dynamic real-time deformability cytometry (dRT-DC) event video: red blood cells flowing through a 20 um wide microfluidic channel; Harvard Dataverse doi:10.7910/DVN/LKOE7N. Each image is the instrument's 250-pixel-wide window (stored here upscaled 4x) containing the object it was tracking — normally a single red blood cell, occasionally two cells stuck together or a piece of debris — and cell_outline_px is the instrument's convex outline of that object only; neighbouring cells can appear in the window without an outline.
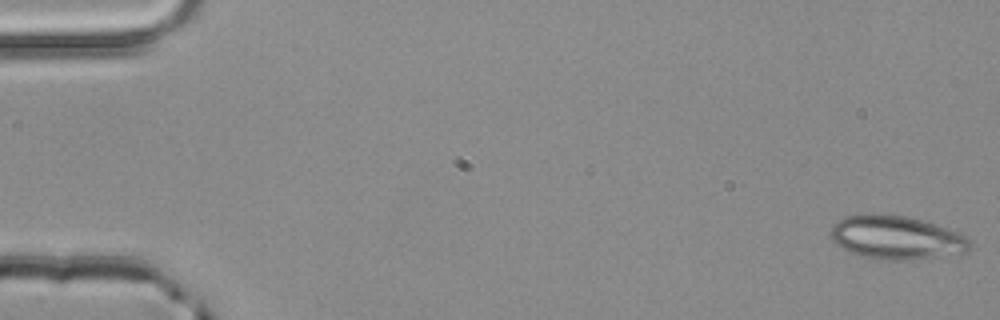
{"species": "common noctule bat (a hibernating species)", "species_latin": "Nyctalus noctula", "temperature_condition": "room temperature", "stored_images_in_passage": 4, "camera_frame_rate_fps": 3000, "um_per_image_px": 0.085, "animal": {"sex": "male", "body_mass_g": 20.4}, "frame": {"image": 1, "passage_image": 4, "time_ms": 1.0, "image_size_px": [1000, 320], "cell_outline_px": [[972, 244], [968, 252], [912, 260], [876, 260], [860, 256], [836, 244], [832, 240], [832, 224], [836, 220], [844, 216], [868, 212], [872, 212], [908, 216], [956, 232], [972, 240]], "centroid_in_image_um": [76.15, 20.18], "position_along_channel_um": 8.8, "area_um2": 35.66}}